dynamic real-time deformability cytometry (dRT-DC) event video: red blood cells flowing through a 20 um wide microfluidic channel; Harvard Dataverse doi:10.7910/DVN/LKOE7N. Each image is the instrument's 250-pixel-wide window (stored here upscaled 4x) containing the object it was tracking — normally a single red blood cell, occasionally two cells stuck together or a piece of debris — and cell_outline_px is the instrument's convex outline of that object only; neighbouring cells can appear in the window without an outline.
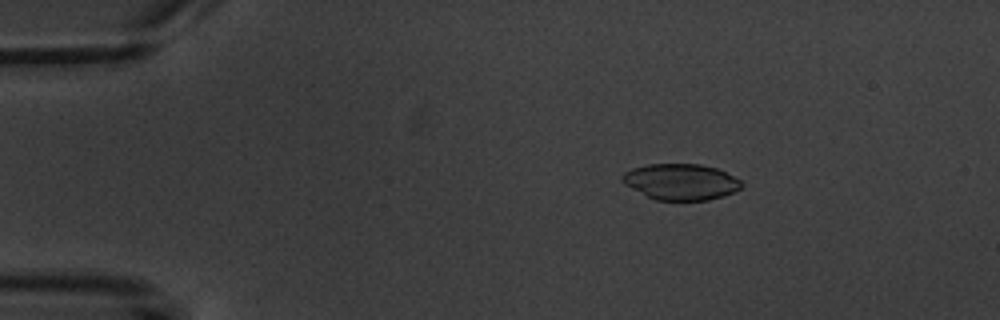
{"species": "common noctule bat (a hibernating species)", "species_latin": "Nyctalus noctula", "temperature_condition": "warm", "stored_images_in_passage": 4, "camera_frame_rate_fps": 3000, "um_per_image_px": 0.085, "animal": {"sex": "male", "body_mass_g": 20.1, "forearm_length_mm": 53.5}, "frame": {"image": 1, "passage_image": 2, "time_ms": 1.333, "image_size_px": [1000, 320], "cell_outline_px": [[744, 184], [740, 188], [724, 196], [708, 200], [656, 200], [624, 184], [620, 180], [620, 176], [624, 172], [632, 168], [648, 164], [700, 164], [716, 168], [740, 180]], "centroid_in_image_um": [57.85, 15.45], "position_along_channel_um": 27.2, "area_um2": 24.97}}